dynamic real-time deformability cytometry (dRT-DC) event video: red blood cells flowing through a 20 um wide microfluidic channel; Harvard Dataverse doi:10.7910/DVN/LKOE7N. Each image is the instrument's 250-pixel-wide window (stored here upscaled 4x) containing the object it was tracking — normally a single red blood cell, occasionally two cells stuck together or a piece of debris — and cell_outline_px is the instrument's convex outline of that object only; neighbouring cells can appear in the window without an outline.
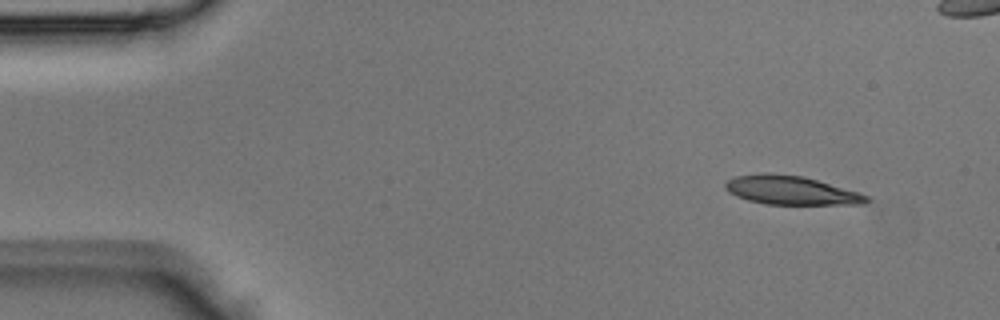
{"species": "Egyptian fruit bat (a non-hibernating species)", "species_latin": "Rousettus aegyptiacus", "temperature_condition": "room temperature", "stored_images_in_passage": 4, "camera_frame_rate_fps": 3000, "um_per_image_px": 0.085, "animal": {"sex": "male"}, "frame": {"image": 1, "passage_image": 1, "time_ms": 0.0, "image_size_px": [1000, 320], "cell_outline_px": [[872, 200], [864, 204], [764, 204], [748, 200], [736, 196], [728, 192], [724, 188], [724, 184], [728, 180], [736, 176], [764, 172], [768, 172], [804, 176], [860, 192], [868, 196]], "centroid_in_image_um": [67.24, 16.17], "position_along_channel_um": 17.8, "area_um2": 23.93}}